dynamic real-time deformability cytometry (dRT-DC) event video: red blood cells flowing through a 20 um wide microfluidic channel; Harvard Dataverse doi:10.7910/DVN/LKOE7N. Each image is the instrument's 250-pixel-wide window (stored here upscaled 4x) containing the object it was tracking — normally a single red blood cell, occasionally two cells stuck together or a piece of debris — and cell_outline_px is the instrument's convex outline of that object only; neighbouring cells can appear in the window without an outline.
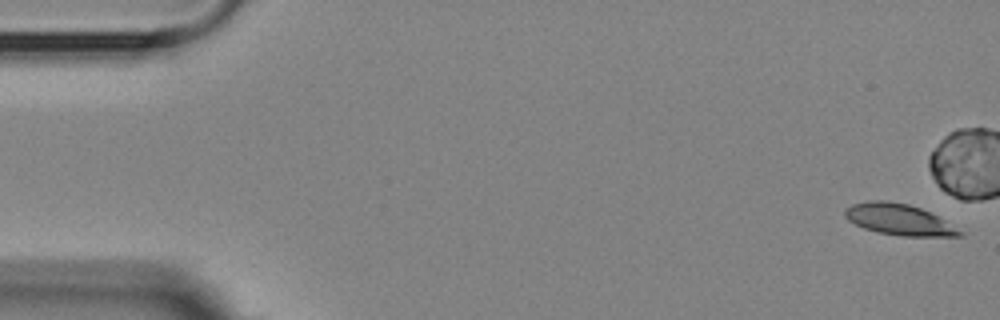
{"species": "Egyptian fruit bat (a non-hibernating species)", "species_latin": "Rousettus aegyptiacus", "temperature_condition": "room temperature", "stored_images_in_passage": 6, "camera_frame_rate_fps": 3000, "um_per_image_px": 0.085, "animal": {"sex": "female"}, "frame": {"image": 1, "passage_image": 1, "time_ms": 0.0, "image_size_px": [1000, 320], "cell_outline_px": [[964, 236], [900, 236], [876, 232], [864, 228], [848, 220], [844, 216], [844, 208], [852, 204], [868, 200], [888, 200], [908, 204], [920, 208], [944, 220], [964, 232]], "centroid_in_image_um": [76.37, 18.65], "position_along_channel_um": 8.6, "area_um2": 20.87}}